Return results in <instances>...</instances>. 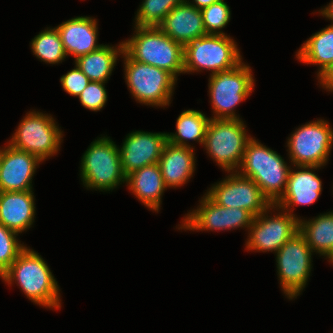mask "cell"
<instances>
[{
    "instance_id": "cell-29",
    "label": "cell",
    "mask_w": 333,
    "mask_h": 333,
    "mask_svg": "<svg viewBox=\"0 0 333 333\" xmlns=\"http://www.w3.org/2000/svg\"><path fill=\"white\" fill-rule=\"evenodd\" d=\"M201 13L206 34L226 35L221 29L230 21L231 11L224 0L202 8Z\"/></svg>"
},
{
    "instance_id": "cell-21",
    "label": "cell",
    "mask_w": 333,
    "mask_h": 333,
    "mask_svg": "<svg viewBox=\"0 0 333 333\" xmlns=\"http://www.w3.org/2000/svg\"><path fill=\"white\" fill-rule=\"evenodd\" d=\"M193 151V147L166 142L158 163L166 187H180L188 182L195 170Z\"/></svg>"
},
{
    "instance_id": "cell-6",
    "label": "cell",
    "mask_w": 333,
    "mask_h": 333,
    "mask_svg": "<svg viewBox=\"0 0 333 333\" xmlns=\"http://www.w3.org/2000/svg\"><path fill=\"white\" fill-rule=\"evenodd\" d=\"M241 59L230 36L206 34L184 46V73L206 69L215 74L235 67Z\"/></svg>"
},
{
    "instance_id": "cell-10",
    "label": "cell",
    "mask_w": 333,
    "mask_h": 333,
    "mask_svg": "<svg viewBox=\"0 0 333 333\" xmlns=\"http://www.w3.org/2000/svg\"><path fill=\"white\" fill-rule=\"evenodd\" d=\"M313 251L298 231L276 252L277 272L284 294L292 300L305 287L312 269Z\"/></svg>"
},
{
    "instance_id": "cell-26",
    "label": "cell",
    "mask_w": 333,
    "mask_h": 333,
    "mask_svg": "<svg viewBox=\"0 0 333 333\" xmlns=\"http://www.w3.org/2000/svg\"><path fill=\"white\" fill-rule=\"evenodd\" d=\"M209 120L210 118L201 111L185 110L177 118L176 133H167V141L184 147H192L187 143L188 140H196L204 144Z\"/></svg>"
},
{
    "instance_id": "cell-31",
    "label": "cell",
    "mask_w": 333,
    "mask_h": 333,
    "mask_svg": "<svg viewBox=\"0 0 333 333\" xmlns=\"http://www.w3.org/2000/svg\"><path fill=\"white\" fill-rule=\"evenodd\" d=\"M105 83L90 81L78 96L80 103L91 111H100L107 102Z\"/></svg>"
},
{
    "instance_id": "cell-17",
    "label": "cell",
    "mask_w": 333,
    "mask_h": 333,
    "mask_svg": "<svg viewBox=\"0 0 333 333\" xmlns=\"http://www.w3.org/2000/svg\"><path fill=\"white\" fill-rule=\"evenodd\" d=\"M298 168L301 170L290 169L286 190L274 204L276 209L286 210L290 214L293 212L290 209L291 206L313 204L322 191V181L312 172L320 166H298Z\"/></svg>"
},
{
    "instance_id": "cell-20",
    "label": "cell",
    "mask_w": 333,
    "mask_h": 333,
    "mask_svg": "<svg viewBox=\"0 0 333 333\" xmlns=\"http://www.w3.org/2000/svg\"><path fill=\"white\" fill-rule=\"evenodd\" d=\"M35 201L33 191L0 192V223L22 233L34 222Z\"/></svg>"
},
{
    "instance_id": "cell-9",
    "label": "cell",
    "mask_w": 333,
    "mask_h": 333,
    "mask_svg": "<svg viewBox=\"0 0 333 333\" xmlns=\"http://www.w3.org/2000/svg\"><path fill=\"white\" fill-rule=\"evenodd\" d=\"M54 121L48 114L29 112L8 144L44 161L58 152L62 141V131Z\"/></svg>"
},
{
    "instance_id": "cell-18",
    "label": "cell",
    "mask_w": 333,
    "mask_h": 333,
    "mask_svg": "<svg viewBox=\"0 0 333 333\" xmlns=\"http://www.w3.org/2000/svg\"><path fill=\"white\" fill-rule=\"evenodd\" d=\"M66 55H73L75 59L98 50L103 44H98L97 21L91 17H75L56 27Z\"/></svg>"
},
{
    "instance_id": "cell-33",
    "label": "cell",
    "mask_w": 333,
    "mask_h": 333,
    "mask_svg": "<svg viewBox=\"0 0 333 333\" xmlns=\"http://www.w3.org/2000/svg\"><path fill=\"white\" fill-rule=\"evenodd\" d=\"M319 80L324 89L333 92V66Z\"/></svg>"
},
{
    "instance_id": "cell-27",
    "label": "cell",
    "mask_w": 333,
    "mask_h": 333,
    "mask_svg": "<svg viewBox=\"0 0 333 333\" xmlns=\"http://www.w3.org/2000/svg\"><path fill=\"white\" fill-rule=\"evenodd\" d=\"M31 49L38 59L49 64H58L67 56L56 27L47 28L35 36Z\"/></svg>"
},
{
    "instance_id": "cell-16",
    "label": "cell",
    "mask_w": 333,
    "mask_h": 333,
    "mask_svg": "<svg viewBox=\"0 0 333 333\" xmlns=\"http://www.w3.org/2000/svg\"><path fill=\"white\" fill-rule=\"evenodd\" d=\"M40 162L35 155L8 144L3 148L0 192L32 190V177Z\"/></svg>"
},
{
    "instance_id": "cell-25",
    "label": "cell",
    "mask_w": 333,
    "mask_h": 333,
    "mask_svg": "<svg viewBox=\"0 0 333 333\" xmlns=\"http://www.w3.org/2000/svg\"><path fill=\"white\" fill-rule=\"evenodd\" d=\"M299 231L313 252L333 257V212L320 214L309 221L299 219Z\"/></svg>"
},
{
    "instance_id": "cell-11",
    "label": "cell",
    "mask_w": 333,
    "mask_h": 333,
    "mask_svg": "<svg viewBox=\"0 0 333 333\" xmlns=\"http://www.w3.org/2000/svg\"><path fill=\"white\" fill-rule=\"evenodd\" d=\"M333 143V129L322 119L302 125L288 139L289 157L293 165L324 166Z\"/></svg>"
},
{
    "instance_id": "cell-3",
    "label": "cell",
    "mask_w": 333,
    "mask_h": 333,
    "mask_svg": "<svg viewBox=\"0 0 333 333\" xmlns=\"http://www.w3.org/2000/svg\"><path fill=\"white\" fill-rule=\"evenodd\" d=\"M237 171L252 179L268 200L275 204L284 194L290 167L276 152L251 138L245 148L244 156Z\"/></svg>"
},
{
    "instance_id": "cell-30",
    "label": "cell",
    "mask_w": 333,
    "mask_h": 333,
    "mask_svg": "<svg viewBox=\"0 0 333 333\" xmlns=\"http://www.w3.org/2000/svg\"><path fill=\"white\" fill-rule=\"evenodd\" d=\"M13 230L0 223V276L10 267L19 254L26 248L17 240Z\"/></svg>"
},
{
    "instance_id": "cell-19",
    "label": "cell",
    "mask_w": 333,
    "mask_h": 333,
    "mask_svg": "<svg viewBox=\"0 0 333 333\" xmlns=\"http://www.w3.org/2000/svg\"><path fill=\"white\" fill-rule=\"evenodd\" d=\"M158 27L183 46L194 38L206 35L201 9L192 6L187 0L175 6Z\"/></svg>"
},
{
    "instance_id": "cell-8",
    "label": "cell",
    "mask_w": 333,
    "mask_h": 333,
    "mask_svg": "<svg viewBox=\"0 0 333 333\" xmlns=\"http://www.w3.org/2000/svg\"><path fill=\"white\" fill-rule=\"evenodd\" d=\"M254 82L250 66L242 60L235 67L211 74L208 87L215 113L212 118L239 119L234 107L250 96Z\"/></svg>"
},
{
    "instance_id": "cell-15",
    "label": "cell",
    "mask_w": 333,
    "mask_h": 333,
    "mask_svg": "<svg viewBox=\"0 0 333 333\" xmlns=\"http://www.w3.org/2000/svg\"><path fill=\"white\" fill-rule=\"evenodd\" d=\"M167 133L135 131L129 133L120 148L121 166L125 176L144 166L159 163Z\"/></svg>"
},
{
    "instance_id": "cell-28",
    "label": "cell",
    "mask_w": 333,
    "mask_h": 333,
    "mask_svg": "<svg viewBox=\"0 0 333 333\" xmlns=\"http://www.w3.org/2000/svg\"><path fill=\"white\" fill-rule=\"evenodd\" d=\"M186 0H144L137 10L135 26L158 27L166 15Z\"/></svg>"
},
{
    "instance_id": "cell-23",
    "label": "cell",
    "mask_w": 333,
    "mask_h": 333,
    "mask_svg": "<svg viewBox=\"0 0 333 333\" xmlns=\"http://www.w3.org/2000/svg\"><path fill=\"white\" fill-rule=\"evenodd\" d=\"M298 60L319 65L318 78L333 66V25L313 34L296 54Z\"/></svg>"
},
{
    "instance_id": "cell-2",
    "label": "cell",
    "mask_w": 333,
    "mask_h": 333,
    "mask_svg": "<svg viewBox=\"0 0 333 333\" xmlns=\"http://www.w3.org/2000/svg\"><path fill=\"white\" fill-rule=\"evenodd\" d=\"M133 37L123 42V51L133 60L171 73L176 79L184 73V46L159 27L135 26Z\"/></svg>"
},
{
    "instance_id": "cell-32",
    "label": "cell",
    "mask_w": 333,
    "mask_h": 333,
    "mask_svg": "<svg viewBox=\"0 0 333 333\" xmlns=\"http://www.w3.org/2000/svg\"><path fill=\"white\" fill-rule=\"evenodd\" d=\"M61 85L68 94L78 97L89 84L90 79L77 67L61 76Z\"/></svg>"
},
{
    "instance_id": "cell-24",
    "label": "cell",
    "mask_w": 333,
    "mask_h": 333,
    "mask_svg": "<svg viewBox=\"0 0 333 333\" xmlns=\"http://www.w3.org/2000/svg\"><path fill=\"white\" fill-rule=\"evenodd\" d=\"M122 53L123 42L117 48L105 44L98 50L75 59V64L90 81L105 83L114 69L118 55Z\"/></svg>"
},
{
    "instance_id": "cell-7",
    "label": "cell",
    "mask_w": 333,
    "mask_h": 333,
    "mask_svg": "<svg viewBox=\"0 0 333 333\" xmlns=\"http://www.w3.org/2000/svg\"><path fill=\"white\" fill-rule=\"evenodd\" d=\"M125 79L135 100L152 106H167L177 79L168 71L131 59L124 51Z\"/></svg>"
},
{
    "instance_id": "cell-5",
    "label": "cell",
    "mask_w": 333,
    "mask_h": 333,
    "mask_svg": "<svg viewBox=\"0 0 333 333\" xmlns=\"http://www.w3.org/2000/svg\"><path fill=\"white\" fill-rule=\"evenodd\" d=\"M245 128L241 119L210 118L208 122L203 146L228 173L238 171L246 145L252 138L246 134Z\"/></svg>"
},
{
    "instance_id": "cell-14",
    "label": "cell",
    "mask_w": 333,
    "mask_h": 333,
    "mask_svg": "<svg viewBox=\"0 0 333 333\" xmlns=\"http://www.w3.org/2000/svg\"><path fill=\"white\" fill-rule=\"evenodd\" d=\"M198 209L186 214L181 229L189 230H231L250 228L254 216L245 209L222 207L207 194L201 199ZM184 222V223H183Z\"/></svg>"
},
{
    "instance_id": "cell-36",
    "label": "cell",
    "mask_w": 333,
    "mask_h": 333,
    "mask_svg": "<svg viewBox=\"0 0 333 333\" xmlns=\"http://www.w3.org/2000/svg\"><path fill=\"white\" fill-rule=\"evenodd\" d=\"M2 157H3V148L0 149V168H1Z\"/></svg>"
},
{
    "instance_id": "cell-34",
    "label": "cell",
    "mask_w": 333,
    "mask_h": 333,
    "mask_svg": "<svg viewBox=\"0 0 333 333\" xmlns=\"http://www.w3.org/2000/svg\"><path fill=\"white\" fill-rule=\"evenodd\" d=\"M195 3H190L189 0L187 1L192 6L196 7L197 9H202L204 7L210 6L213 3H216L220 0H193Z\"/></svg>"
},
{
    "instance_id": "cell-35",
    "label": "cell",
    "mask_w": 333,
    "mask_h": 333,
    "mask_svg": "<svg viewBox=\"0 0 333 333\" xmlns=\"http://www.w3.org/2000/svg\"><path fill=\"white\" fill-rule=\"evenodd\" d=\"M319 13L323 17L325 16L327 19H330L333 22V0L331 1V3H329L328 6L324 7V9L320 10Z\"/></svg>"
},
{
    "instance_id": "cell-4",
    "label": "cell",
    "mask_w": 333,
    "mask_h": 333,
    "mask_svg": "<svg viewBox=\"0 0 333 333\" xmlns=\"http://www.w3.org/2000/svg\"><path fill=\"white\" fill-rule=\"evenodd\" d=\"M81 180L85 187L110 191L126 182L120 150L109 137L93 141L81 160Z\"/></svg>"
},
{
    "instance_id": "cell-1",
    "label": "cell",
    "mask_w": 333,
    "mask_h": 333,
    "mask_svg": "<svg viewBox=\"0 0 333 333\" xmlns=\"http://www.w3.org/2000/svg\"><path fill=\"white\" fill-rule=\"evenodd\" d=\"M45 262L39 253L26 247L0 277L9 284L16 281L35 304L59 309L60 289Z\"/></svg>"
},
{
    "instance_id": "cell-22",
    "label": "cell",
    "mask_w": 333,
    "mask_h": 333,
    "mask_svg": "<svg viewBox=\"0 0 333 333\" xmlns=\"http://www.w3.org/2000/svg\"><path fill=\"white\" fill-rule=\"evenodd\" d=\"M130 191L149 209L159 211L161 197L167 189L158 163L144 166L126 176Z\"/></svg>"
},
{
    "instance_id": "cell-13",
    "label": "cell",
    "mask_w": 333,
    "mask_h": 333,
    "mask_svg": "<svg viewBox=\"0 0 333 333\" xmlns=\"http://www.w3.org/2000/svg\"><path fill=\"white\" fill-rule=\"evenodd\" d=\"M268 211L270 210L267 209L254 217L249 228L247 250L274 251L276 253L289 238L299 231V218L295 217L294 214L281 210L283 214L279 212L271 217L266 215Z\"/></svg>"
},
{
    "instance_id": "cell-12",
    "label": "cell",
    "mask_w": 333,
    "mask_h": 333,
    "mask_svg": "<svg viewBox=\"0 0 333 333\" xmlns=\"http://www.w3.org/2000/svg\"><path fill=\"white\" fill-rule=\"evenodd\" d=\"M223 181L213 185L207 195L218 205L249 211L254 217L267 209H274L259 186L250 178L230 172Z\"/></svg>"
}]
</instances>
